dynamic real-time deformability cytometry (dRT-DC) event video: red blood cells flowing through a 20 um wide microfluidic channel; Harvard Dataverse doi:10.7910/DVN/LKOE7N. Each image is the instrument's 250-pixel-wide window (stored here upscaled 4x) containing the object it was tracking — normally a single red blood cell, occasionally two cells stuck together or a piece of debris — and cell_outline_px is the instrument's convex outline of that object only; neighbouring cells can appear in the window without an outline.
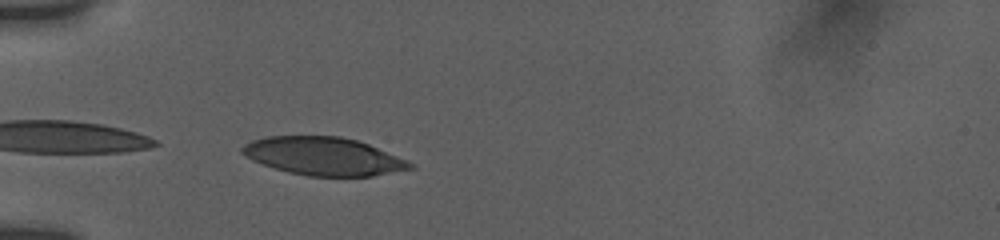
{"species": "human", "species_latin": "Homo sapiens", "temperature_condition": "room temperature", "stored_images_in_passage": 7, "camera_frame_rate_fps": 3000, "um_per_image_px": 0.085, "donor": {"sex": "female"}, "frame": {"image": 1, "passage_image": 1, "time_ms": 0.0, "image_size_px": [1000, 240], "cell_outline_px": [[416, 168], [372, 176], [308, 176], [288, 172], [252, 160], [244, 156], [240, 152], [240, 148], [244, 144], [252, 140], [268, 136], [340, 136], [356, 140], [368, 144], [396, 156], [412, 164]], "centroid_in_image_um": [27.45, 13.28], "position_along_channel_um": 57.5, "area_um2": 36.93}}
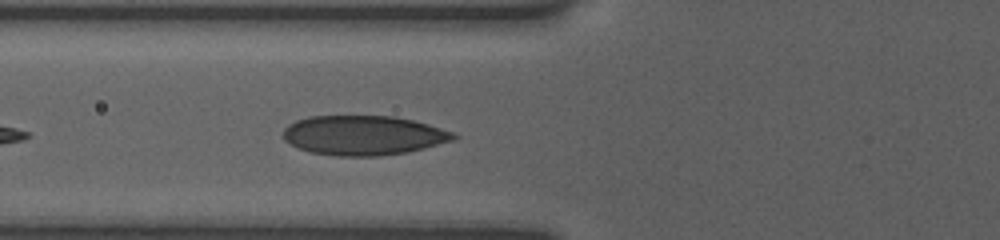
{"frame": {"image": 2, "passage_image": 5, "time_ms": 1.333, "image_size_px": [1000, 240], "cell_outline_px": [[460, 136], [456, 140], [408, 152], [376, 156], [336, 156], [312, 152], [300, 148], [284, 140], [284, 128], [288, 124], [296, 120], [308, 116], [392, 116], [412, 120], [428, 124], [452, 132]], "centroid_in_image_um": [30.91, 11.5], "position_along_channel_um": 94.9, "area_um2": 39.25}}
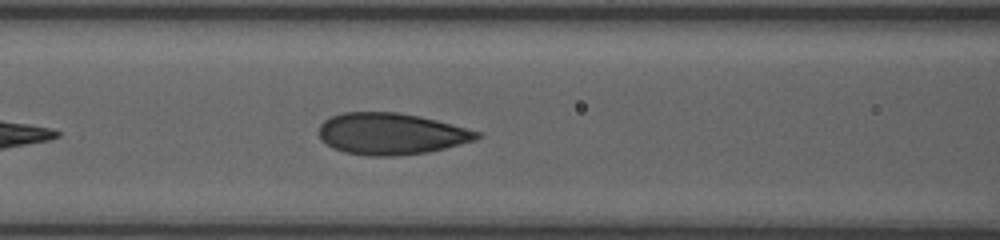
{"frame": {"image": 3, "passage_image": 7, "time_ms": 2.333, "image_size_px": [1000, 240], "cell_outline_px": [[480, 136], [472, 140], [444, 148], [428, 152], [396, 156], [368, 156], [344, 152], [332, 148], [320, 140], [320, 124], [324, 120], [332, 116], [344, 112], [396, 112], [436, 120], [480, 132]], "centroid_in_image_um": [33.17, 11.38], "position_along_channel_um": 133.4, "area_um2": 37.92}}